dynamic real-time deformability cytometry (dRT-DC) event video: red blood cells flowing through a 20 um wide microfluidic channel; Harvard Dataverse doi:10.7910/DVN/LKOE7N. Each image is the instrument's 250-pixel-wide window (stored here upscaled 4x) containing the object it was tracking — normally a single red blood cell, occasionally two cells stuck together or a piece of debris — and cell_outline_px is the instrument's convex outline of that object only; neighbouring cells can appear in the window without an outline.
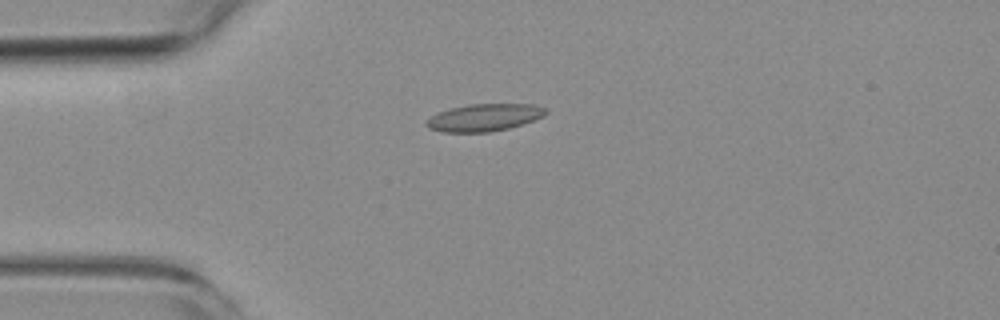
{"species": "common noctule bat (a hibernating species)", "species_latin": "Nyctalus noctula", "temperature_condition": "room temperature", "stored_images_in_passage": 2, "camera_frame_rate_fps": 3000, "um_per_image_px": 0.085, "animal": {"sex": "female", "body_mass_g": 19.3, "forearm_length_mm": 54.1}, "frame": {"image": 1, "passage_image": 2, "time_ms": 1.333, "image_size_px": [1000, 320], "cell_outline_px": [[548, 112], [544, 116], [508, 128], [488, 132], [444, 132], [428, 128], [424, 124], [424, 120], [448, 108], [468, 104], [532, 104], [544, 108]], "centroid_in_image_um": [41.1, 9.98], "position_along_channel_um": 43.9, "area_um2": 18.9}}